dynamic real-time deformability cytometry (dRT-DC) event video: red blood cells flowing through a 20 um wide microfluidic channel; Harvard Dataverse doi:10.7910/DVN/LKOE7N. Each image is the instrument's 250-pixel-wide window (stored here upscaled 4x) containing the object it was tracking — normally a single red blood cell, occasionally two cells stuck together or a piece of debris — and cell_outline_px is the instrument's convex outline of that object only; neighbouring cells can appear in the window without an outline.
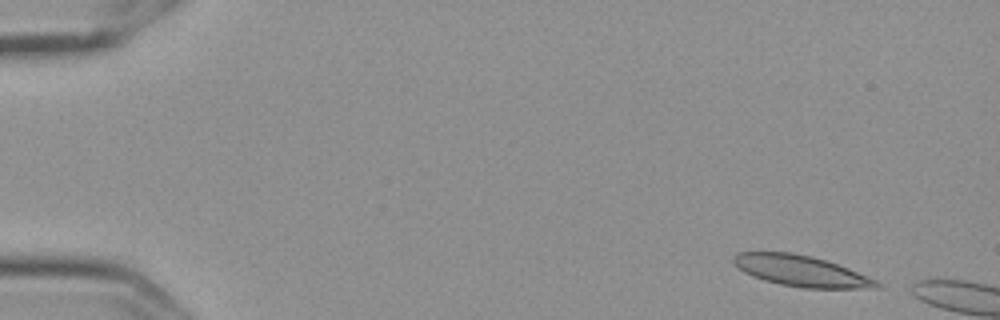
{"species": "Egyptian fruit bat (a non-hibernating species)", "species_latin": "Rousettus aegyptiacus", "temperature_condition": "cold", "stored_images_in_passage": 12, "camera_frame_rate_fps": 3000, "um_per_image_px": 0.085, "frame": {"image": 1, "passage_image": 3, "time_ms": 0.667, "image_size_px": [1000, 320], "cell_outline_px": [[884, 284], [880, 288], [804, 288], [780, 284], [764, 280], [752, 276], [744, 272], [732, 260], [732, 256], [736, 252], [792, 252], [812, 256], [848, 268], [868, 276]], "centroid_in_image_um": [68.11, 23.03], "position_along_channel_um": 16.9, "area_um2": 25.78}}